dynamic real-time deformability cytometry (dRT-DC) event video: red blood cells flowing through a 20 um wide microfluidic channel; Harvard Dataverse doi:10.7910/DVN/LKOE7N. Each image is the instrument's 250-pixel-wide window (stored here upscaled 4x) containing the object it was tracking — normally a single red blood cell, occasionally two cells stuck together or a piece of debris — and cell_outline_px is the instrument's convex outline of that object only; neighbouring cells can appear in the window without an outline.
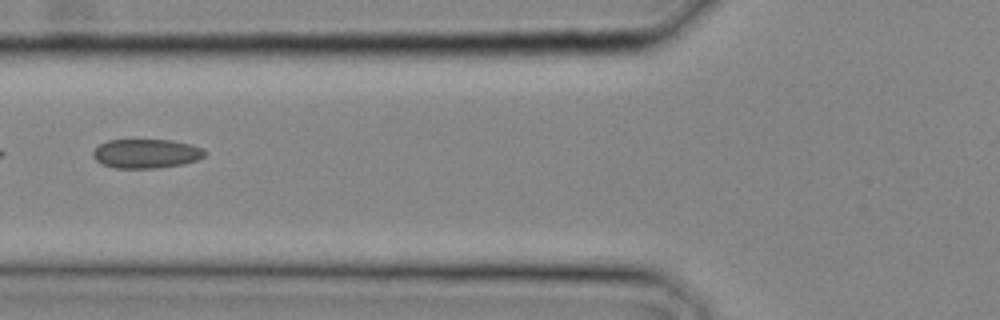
{"species": "common noctule bat (a hibernating species)", "species_latin": "Nyctalus noctula", "temperature_condition": "cold", "stored_images_in_passage": 7, "camera_frame_rate_fps": 3000, "um_per_image_px": 0.085, "animal": {"sex": "male", "body_mass_g": 20.4}, "frame": {"image": 1, "passage_image": 4, "time_ms": 1.0, "image_size_px": [1000, 320], "cell_outline_px": [[208, 152], [204, 156], [196, 160], [184, 164], [156, 168], [116, 168], [100, 164], [92, 156], [92, 152], [100, 144], [108, 140], [172, 140], [204, 148]], "centroid_in_image_um": [12.43, 13.06], "position_along_channel_um": 113.4, "area_um2": 19.07}}